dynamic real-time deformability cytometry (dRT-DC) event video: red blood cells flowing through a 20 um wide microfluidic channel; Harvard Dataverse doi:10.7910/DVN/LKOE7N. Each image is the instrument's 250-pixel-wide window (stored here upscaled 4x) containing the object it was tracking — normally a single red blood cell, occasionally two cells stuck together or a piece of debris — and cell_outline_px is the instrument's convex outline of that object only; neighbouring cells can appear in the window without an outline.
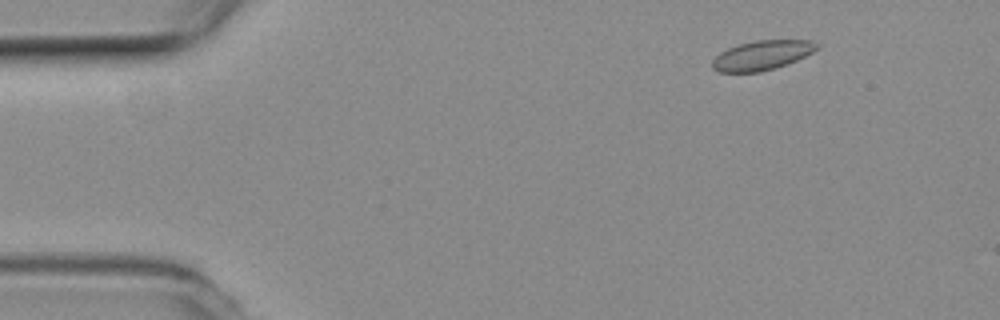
{"species": "common noctule bat (a hibernating species)", "species_latin": "Nyctalus noctula", "temperature_condition": "room temperature", "stored_images_in_passage": 4, "camera_frame_rate_fps": 3000, "um_per_image_px": 0.085, "animal": {"sex": "female", "body_mass_g": 19.3, "forearm_length_mm": 54.1}, "frame": {"image": 1, "passage_image": 2, "time_ms": 0.333, "image_size_px": [1000, 320], "cell_outline_px": [[820, 44], [812, 52], [796, 60], [760, 72], [720, 72], [712, 68], [712, 60], [720, 52], [728, 48], [740, 44], [756, 40], [812, 40]], "centroid_in_image_um": [64.74, 4.69], "position_along_channel_um": 20.3, "area_um2": 17.69}}
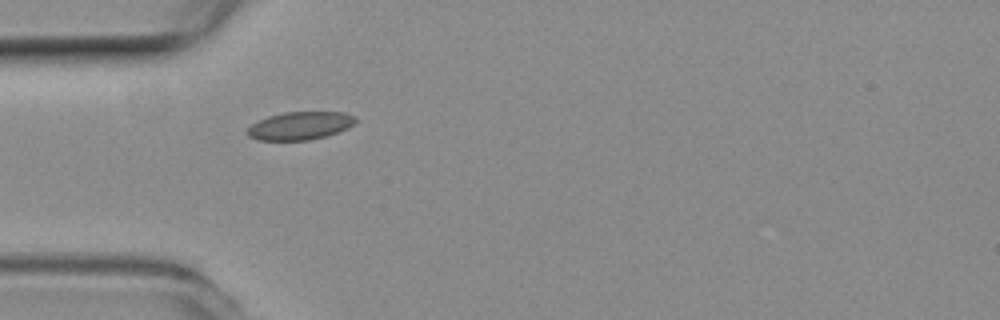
{"frame": {"image": 2, "passage_image": 4, "time_ms": 1.0, "image_size_px": [1000, 320], "cell_outline_px": [[356, 120], [348, 128], [324, 136], [308, 140], [260, 140], [248, 136], [248, 128], [252, 124], [268, 116], [284, 112], [344, 112], [356, 116]], "centroid_in_image_um": [25.51, 10.68], "position_along_channel_um": 59.5, "area_um2": 17.4}}